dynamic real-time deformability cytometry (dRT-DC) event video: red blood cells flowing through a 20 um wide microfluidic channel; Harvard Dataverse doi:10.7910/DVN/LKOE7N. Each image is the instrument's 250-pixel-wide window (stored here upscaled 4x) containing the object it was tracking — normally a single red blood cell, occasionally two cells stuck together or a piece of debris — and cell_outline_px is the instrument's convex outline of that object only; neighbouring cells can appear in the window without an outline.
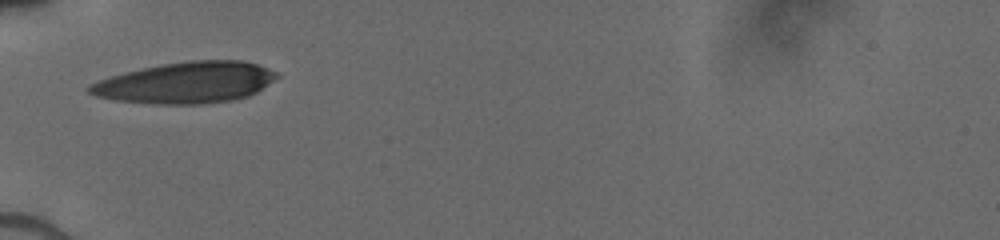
{"species": "human", "species_latin": "Homo sapiens", "temperature_condition": "cold", "stored_images_in_passage": 16, "camera_frame_rate_fps": 3000, "um_per_image_px": 0.085, "donor": {"sex": "male"}, "frame": {"image": 1, "passage_image": 1, "time_ms": 0.0, "image_size_px": [1000, 240], "cell_outline_px": [[280, 76], [256, 92], [248, 96], [232, 100], [200, 104], [156, 104], [116, 100], [96, 96], [88, 92], [88, 88], [92, 84], [100, 80], [124, 72], [140, 68], [160, 64], [188, 60], [244, 60], [256, 64], [276, 72]], "centroid_in_image_um": [15.82, 7.01], "position_along_channel_um": 69.2, "area_um2": 44.85}}
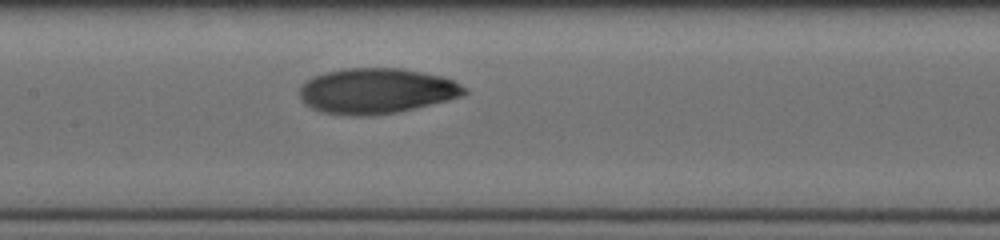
{"frame": {"image": 2, "passage_image": 10, "time_ms": 2.667, "image_size_px": [1000, 240], "cell_outline_px": [[468, 92], [460, 96], [448, 100], [396, 112], [368, 116], [352, 116], [320, 112], [304, 104], [300, 100], [300, 84], [304, 80], [312, 76], [324, 72], [344, 68], [400, 68], [444, 76], [468, 88]], "centroid_in_image_um": [31.95, 7.72], "position_along_channel_um": 175.5, "area_um2": 43.99}}
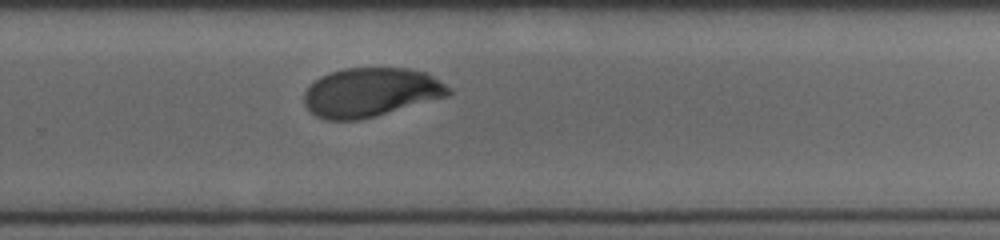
{"frame": {"image": 3, "passage_image": 16, "time_ms": 5.667, "image_size_px": [1000, 240], "cell_outline_px": [[452, 92], [448, 96], [376, 116], [360, 120], [328, 120], [316, 116], [308, 112], [304, 104], [304, 92], [320, 76], [344, 68], [412, 68], [424, 72], [432, 76], [452, 88]], "centroid_in_image_um": [31.51, 7.85], "position_along_channel_um": 298.3, "area_um2": 41.38}}